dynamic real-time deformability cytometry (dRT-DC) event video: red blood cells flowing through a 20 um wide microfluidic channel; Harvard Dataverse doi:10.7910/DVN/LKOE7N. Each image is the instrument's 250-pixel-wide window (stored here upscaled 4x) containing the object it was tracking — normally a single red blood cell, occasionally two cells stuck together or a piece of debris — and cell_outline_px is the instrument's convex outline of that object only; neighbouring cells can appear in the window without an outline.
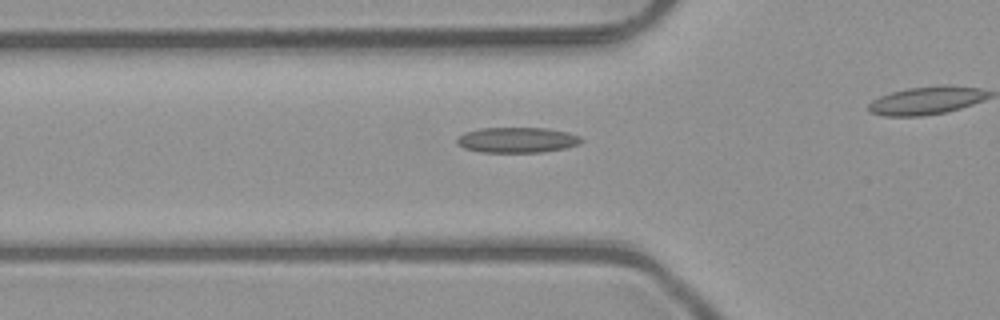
{"species": "common noctule bat (a hibernating species)", "species_latin": "Nyctalus noctula", "temperature_condition": "room temperature", "stored_images_in_passage": 41, "camera_frame_rate_fps": 3000, "um_per_image_px": 0.085, "animal": {"sex": "male", "body_mass_g": 23.1, "forearm_length_mm": 52.7}, "frame": {"image": 1, "passage_image": 18, "time_ms": 5.667, "image_size_px": [1000, 320], "cell_outline_px": [[584, 140], [580, 144], [564, 148], [540, 152], [480, 152], [464, 148], [456, 144], [456, 140], [464, 132], [480, 128], [548, 128], [568, 132], [580, 136]], "centroid_in_image_um": [43.96, 11.89], "position_along_channel_um": 81.8, "area_um2": 18.5}}
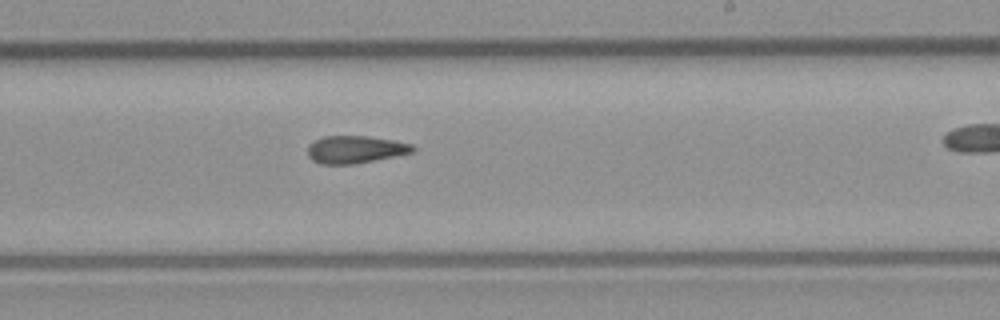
{"frame": {"image": 2, "passage_image": 31, "time_ms": 10.0, "image_size_px": [1000, 320], "cell_outline_px": [[416, 148], [412, 152], [352, 164], [320, 164], [312, 160], [308, 156], [308, 144], [324, 136], [368, 136], [392, 140], [412, 144]], "centroid_in_image_um": [30.15, 12.7], "position_along_channel_um": 258.8, "area_um2": 16.59}}
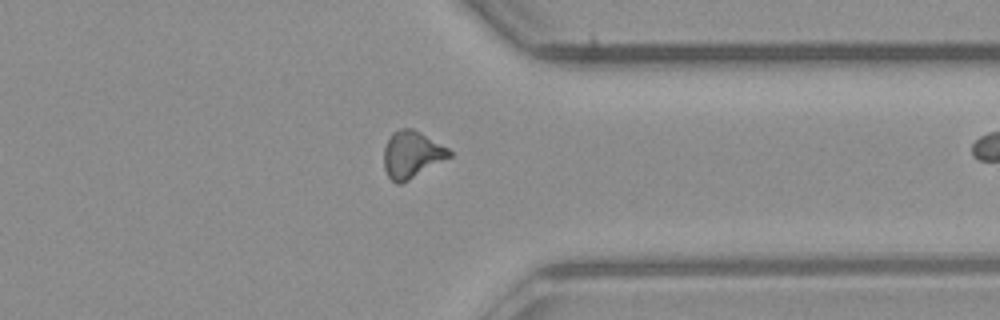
{"frame": {"image": 3, "passage_image": 40, "time_ms": 13.0, "image_size_px": [1000, 320], "cell_outline_px": [[452, 156], [408, 180], [400, 184], [396, 184], [388, 176], [384, 168], [384, 148], [388, 136], [392, 132], [400, 128], [412, 128], [420, 132], [448, 148], [452, 152]], "centroid_in_image_um": [34.98, 13.12], "position_along_channel_um": 376.4, "area_um2": 17.86}}